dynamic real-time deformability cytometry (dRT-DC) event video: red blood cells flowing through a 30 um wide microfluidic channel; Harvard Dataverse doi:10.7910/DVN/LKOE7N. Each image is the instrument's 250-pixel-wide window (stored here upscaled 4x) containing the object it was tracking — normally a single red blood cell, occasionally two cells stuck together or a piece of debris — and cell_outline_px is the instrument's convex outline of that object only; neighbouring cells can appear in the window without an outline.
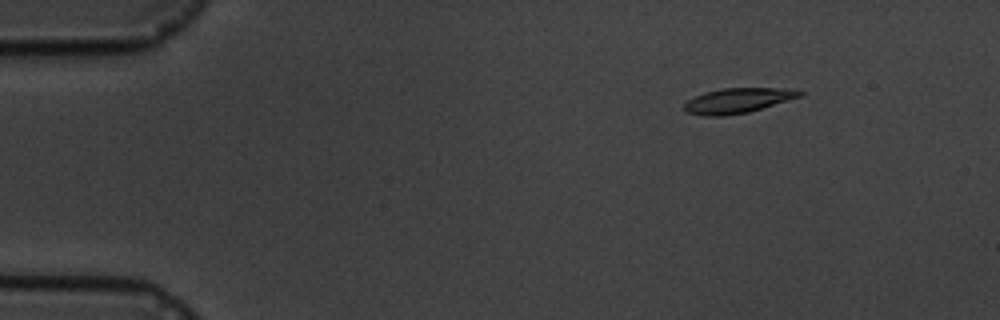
{"species": "common noctule bat (a hibernating species)", "species_latin": "Nyctalus noctula", "temperature_condition": "cold", "stored_images_in_passage": 8, "camera_frame_rate_fps": 3000, "um_per_image_px": 0.085, "animal": {"sex": "male", "body_mass_g": 19.5, "forearm_length_mm": 54.6}, "frame": {"image": 1, "passage_image": 3, "time_ms": 2.333, "image_size_px": [1000, 320], "cell_outline_px": [[804, 92], [800, 96], [788, 100], [748, 112], [724, 116], [704, 116], [684, 112], [684, 104], [688, 100], [704, 92], [724, 88], [788, 88]], "centroid_in_image_um": [62.66, 8.55], "position_along_channel_um": 22.3, "area_um2": 16.7}}
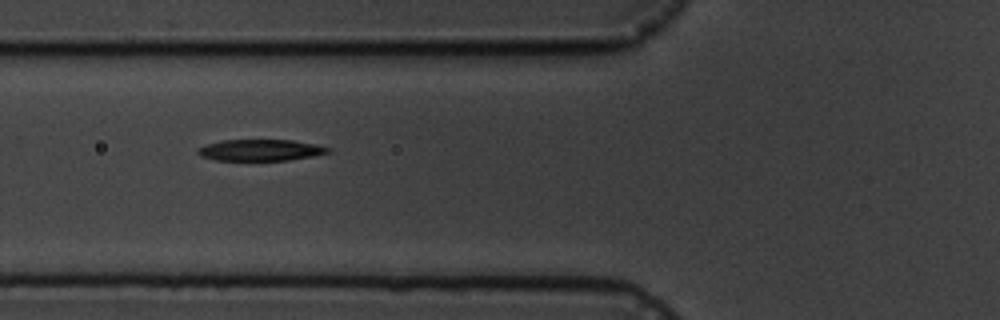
{"frame": {"image": 2, "passage_image": 7, "time_ms": 7.0, "image_size_px": [1000, 320], "cell_outline_px": [[332, 152], [312, 156], [288, 160], [216, 160], [200, 156], [196, 152], [196, 148], [204, 144], [224, 140], [292, 140], [316, 144], [328, 148]], "centroid_in_image_um": [22.09, 12.75], "position_along_channel_um": 103.7, "area_um2": 16.24}}
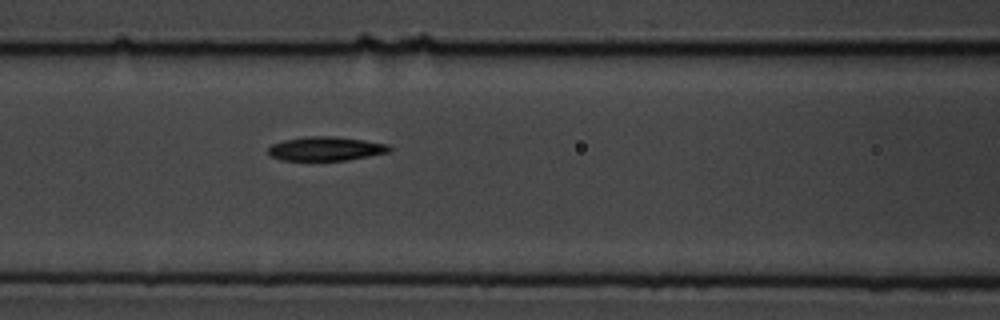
{"frame": {"image": 3, "passage_image": 8, "time_ms": 8.0, "image_size_px": [1000, 320], "cell_outline_px": [[392, 148], [388, 152], [348, 160], [280, 160], [272, 156], [268, 152], [268, 148], [272, 144], [284, 140], [304, 136], [332, 136], [364, 140], [388, 144]], "centroid_in_image_um": [27.68, 12.63], "position_along_channel_um": 138.9, "area_um2": 16.88}}